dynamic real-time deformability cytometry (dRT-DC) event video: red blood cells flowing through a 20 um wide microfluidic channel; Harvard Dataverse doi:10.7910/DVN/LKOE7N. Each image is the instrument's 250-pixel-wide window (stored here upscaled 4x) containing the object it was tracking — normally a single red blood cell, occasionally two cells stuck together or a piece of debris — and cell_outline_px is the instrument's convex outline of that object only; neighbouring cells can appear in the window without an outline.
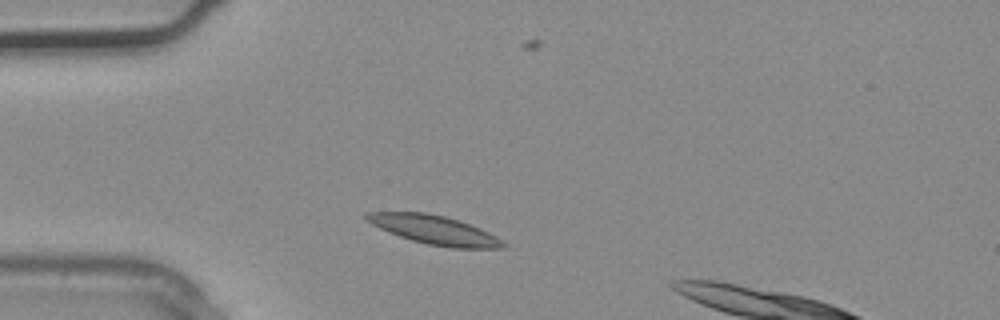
{"species": "common noctule bat (a hibernating species)", "species_latin": "Nyctalus noctula", "temperature_condition": "warm", "stored_images_in_passage": 3, "camera_frame_rate_fps": 3000, "um_per_image_px": 0.085, "animal": {"sex": "male", "body_mass_g": 20.4}, "frame": {"image": 1, "passage_image": 1, "time_ms": 0.0, "image_size_px": [1000, 320], "cell_outline_px": [[508, 244], [504, 248], [452, 248], [428, 244], [412, 240], [388, 232], [364, 220], [364, 212], [428, 212], [460, 220], [480, 228], [496, 236]], "centroid_in_image_um": [36.92, 19.53], "position_along_channel_um": 48.1, "area_um2": 23.06}}